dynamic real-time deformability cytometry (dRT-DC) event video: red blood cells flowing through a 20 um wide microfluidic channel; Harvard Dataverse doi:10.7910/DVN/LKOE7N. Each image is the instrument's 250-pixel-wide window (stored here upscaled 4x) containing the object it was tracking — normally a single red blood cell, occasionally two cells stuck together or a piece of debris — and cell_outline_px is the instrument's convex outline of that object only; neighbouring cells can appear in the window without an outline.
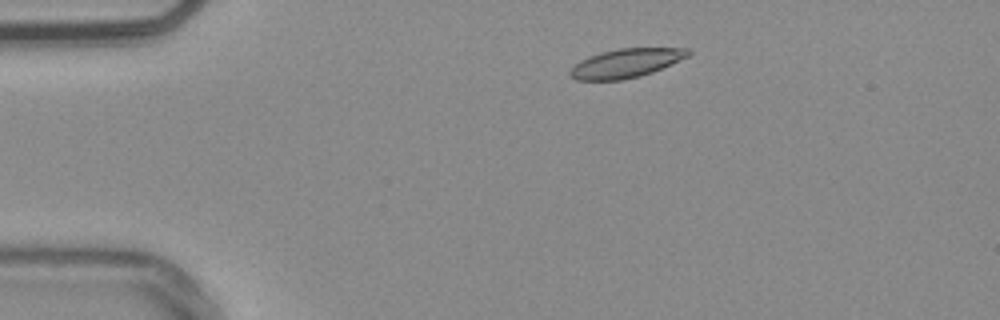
{"species": "common noctule bat (a hibernating species)", "species_latin": "Nyctalus noctula", "temperature_condition": "warm", "stored_images_in_passage": 49, "camera_frame_rate_fps": 3000, "um_per_image_px": 0.085, "animal": {"sex": "male", "body_mass_g": 20.4}, "frame": {"image": 1, "passage_image": 6, "time_ms": 1.667, "image_size_px": [1000, 320], "cell_outline_px": [[692, 52], [688, 56], [652, 72], [640, 76], [624, 80], [576, 80], [568, 76], [568, 72], [580, 60], [588, 56], [600, 52], [620, 48], [688, 48]], "centroid_in_image_um": [53.17, 5.37], "position_along_channel_um": 31.8, "area_um2": 19.88}}
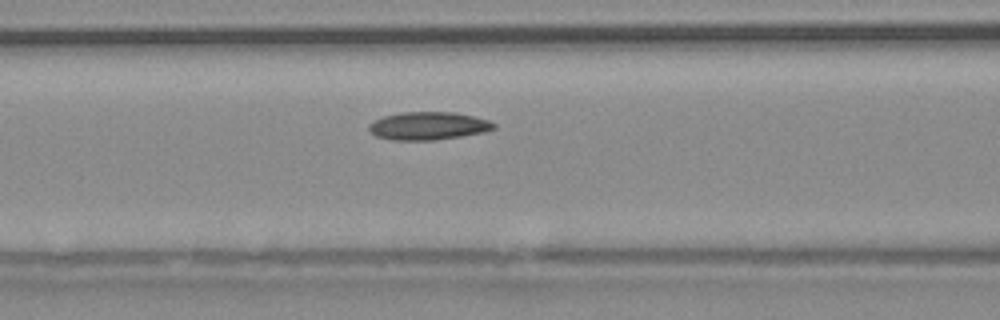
{"frame": {"image": 2, "passage_image": 18, "time_ms": 5.667, "image_size_px": [1000, 320], "cell_outline_px": [[496, 128], [484, 132], [436, 140], [392, 140], [376, 136], [368, 128], [368, 124], [384, 116], [400, 112], [456, 112], [488, 120], [496, 124]], "centroid_in_image_um": [36.41, 10.7], "position_along_channel_um": 130.2, "area_um2": 20.29}}
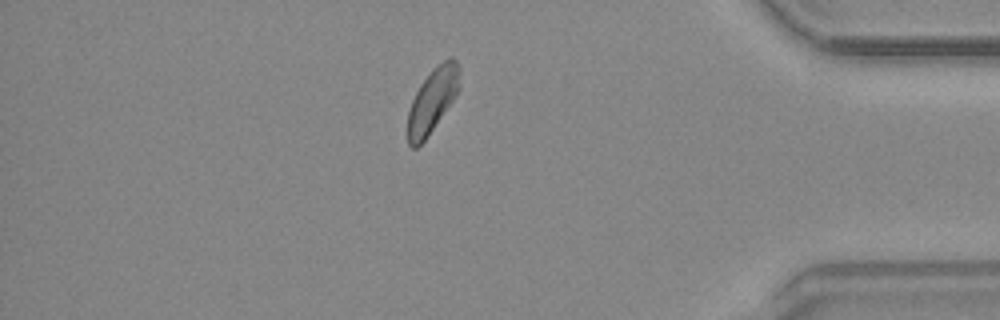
{"frame": {"image": 3, "passage_image": 42, "time_ms": 13.667, "image_size_px": [1000, 320], "cell_outline_px": [[460, 88], [456, 96], [428, 136], [416, 148], [412, 148], [408, 144], [408, 112], [412, 100], [420, 84], [432, 68], [448, 56], [452, 56], [456, 60], [460, 68]], "centroid_in_image_um": [36.79, 8.48], "position_along_channel_um": 398.4, "area_um2": 19.65}, "authors_computed_cell_mechanics": {"area_um2": 19.7098, "velocity_mm_per_s": 3.7644, "shape_relaxation_time_tau1_ms": 4.4889, "shape_relaxation_time_tau2_ms": 6.1327, "deformation_change_tau1": 0.1066, "deformation_change_tau2": 0.0945}}